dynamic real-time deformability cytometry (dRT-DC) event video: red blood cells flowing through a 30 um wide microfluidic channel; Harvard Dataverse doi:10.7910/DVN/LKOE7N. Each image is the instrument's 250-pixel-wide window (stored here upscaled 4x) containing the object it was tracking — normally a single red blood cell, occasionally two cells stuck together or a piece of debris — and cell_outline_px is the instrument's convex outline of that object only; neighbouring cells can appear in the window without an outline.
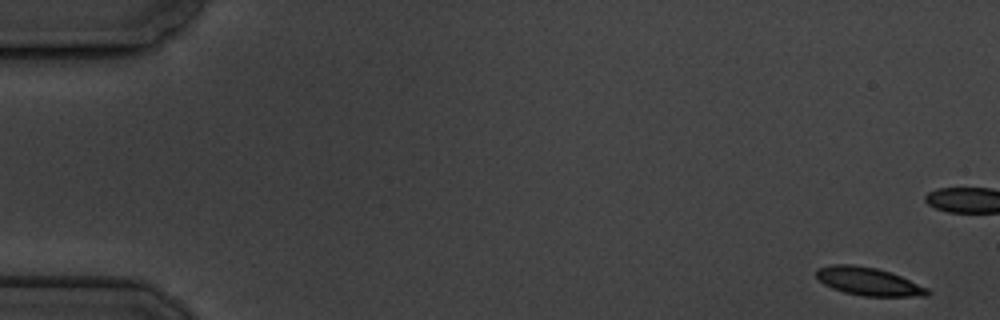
{"species": "common noctule bat (a hibernating species)", "species_latin": "Nyctalus noctula", "temperature_condition": "cold", "stored_images_in_passage": 16, "camera_frame_rate_fps": 3000, "um_per_image_px": 0.085, "animal": {"sex": "male", "body_mass_g": 19.5, "forearm_length_mm": 54.6}, "frame": {"image": 1, "passage_image": 1, "time_ms": 0.0, "image_size_px": [1000, 320], "cell_outline_px": [[932, 292], [928, 296], [864, 296], [844, 292], [832, 288], [824, 284], [816, 276], [816, 268], [832, 264], [852, 264], [876, 268], [892, 272], [928, 288]], "centroid_in_image_um": [73.83, 23.92], "position_along_channel_um": 11.2, "area_um2": 18.26}}
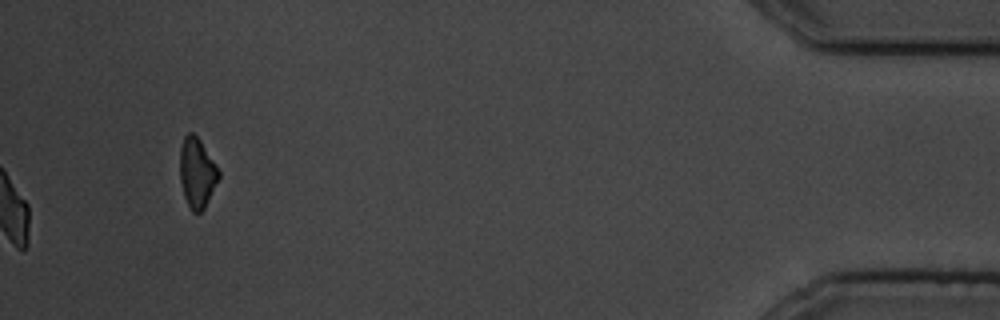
{"frame": {"image": 2, "passage_image": 16, "time_ms": 19.0, "image_size_px": [1000, 320], "cell_outline_px": [[220, 176], [204, 208], [200, 212], [192, 212], [184, 196], [180, 180], [180, 148], [184, 136], [188, 132], [192, 132], [200, 140], [216, 164], [220, 172]], "centroid_in_image_um": [16.74, 14.67], "position_along_channel_um": 418.5, "area_um2": 15.66}, "authors_computed_cell_mechanics": {"area_um2": 18.8717, "velocity_mm_per_s": 3.4512, "shape_relaxation_time_tau1_ms": 2.927, "shape_relaxation_time_tau2_ms": 1.2532, "deformation_change_tau1": 0.1256, "deformation_change_tau2": 0.0569}}